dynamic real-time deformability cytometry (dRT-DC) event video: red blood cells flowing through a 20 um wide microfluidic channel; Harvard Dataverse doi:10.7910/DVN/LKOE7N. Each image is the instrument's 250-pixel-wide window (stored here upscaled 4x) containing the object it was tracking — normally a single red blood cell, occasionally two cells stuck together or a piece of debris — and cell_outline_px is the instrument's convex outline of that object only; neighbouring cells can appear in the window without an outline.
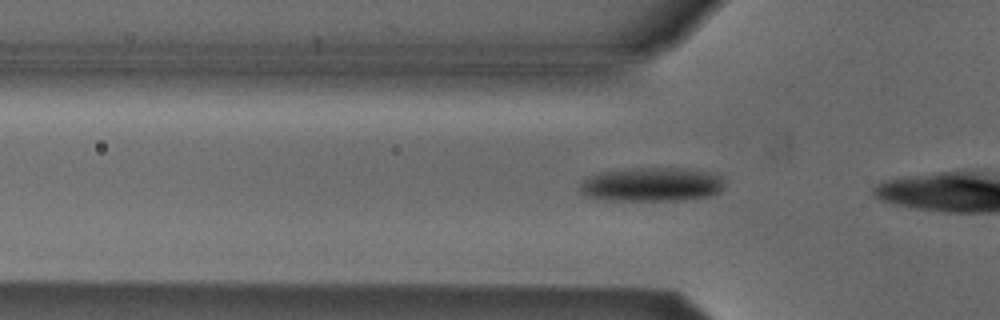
{"species": "Egyptian fruit bat (a non-hibernating species)", "species_latin": "Rousettus aegyptiacus", "temperature_condition": "cold", "stored_images_in_passage": 10, "camera_frame_rate_fps": 3000, "um_per_image_px": 0.085, "animal": {"sex": "male"}, "frame": {"image": 1, "passage_image": 4, "time_ms": 1.0, "image_size_px": [1000, 320], "cell_outline_px": [[720, 192], [712, 196], [684, 200], [612, 200], [584, 196], [580, 188], [580, 180], [588, 176], [600, 172], [632, 168], [684, 168], [704, 172], [720, 176]], "centroid_in_image_um": [55.32, 15.68], "position_along_channel_um": 70.5, "area_um2": 28.44}}
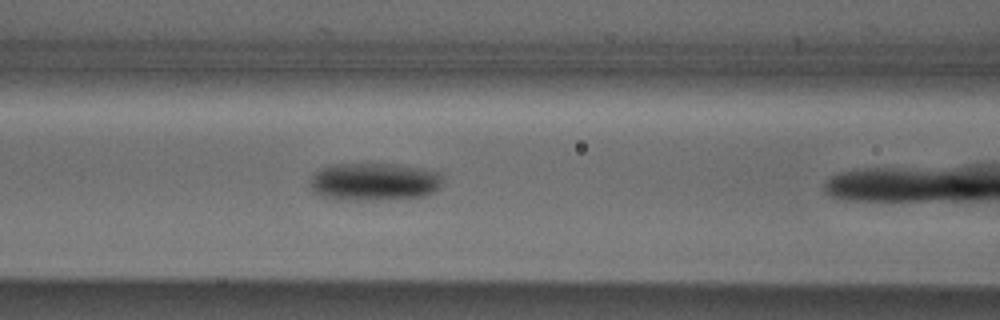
{"frame": {"image": 2, "passage_image": 9, "time_ms": 2.667, "image_size_px": [1000, 320], "cell_outline_px": [[440, 188], [424, 196], [368, 200], [332, 200], [320, 196], [312, 192], [308, 188], [308, 180], [316, 172], [332, 164], [392, 164], [420, 168], [436, 172], [440, 176]], "centroid_in_image_um": [31.68, 15.46], "position_along_channel_um": 134.9, "area_um2": 29.25}}